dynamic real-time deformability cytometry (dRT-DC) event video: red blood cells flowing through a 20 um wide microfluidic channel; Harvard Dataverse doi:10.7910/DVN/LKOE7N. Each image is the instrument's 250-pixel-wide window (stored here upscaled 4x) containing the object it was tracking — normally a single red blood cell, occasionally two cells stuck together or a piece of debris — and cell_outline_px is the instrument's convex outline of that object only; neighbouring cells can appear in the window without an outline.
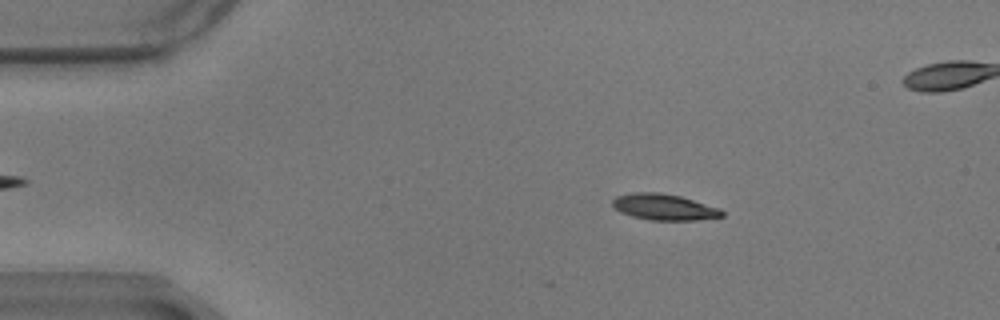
{"species": "common noctule bat (a hibernating species)", "species_latin": "Nyctalus noctula", "temperature_condition": "warm", "stored_images_in_passage": 59, "camera_frame_rate_fps": 3000, "um_per_image_px": 0.085, "animal": {"sex": "male", "body_mass_g": 17.9}, "frame": {"image": 1, "passage_image": 10, "time_ms": 3.0, "image_size_px": [1000, 320], "cell_outline_px": [[724, 216], [696, 220], [652, 220], [632, 216], [620, 212], [612, 204], [612, 200], [616, 196], [632, 192], [660, 192], [680, 196], [720, 208], [724, 212]], "centroid_in_image_um": [56.45, 17.59], "position_along_channel_um": 28.6, "area_um2": 16.65}}
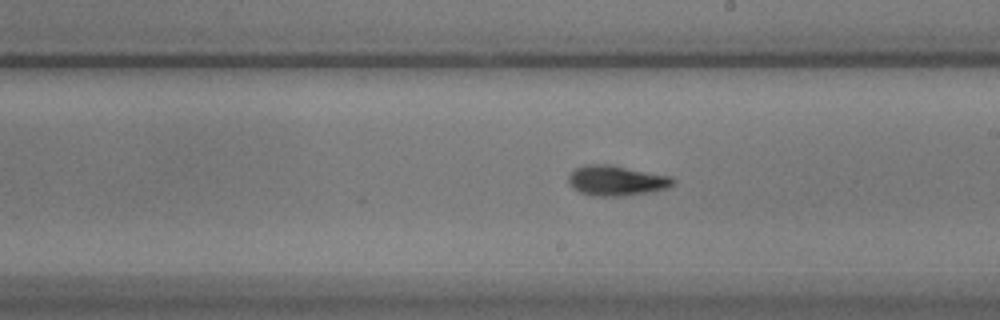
{"frame": {"image": 2, "passage_image": 33, "time_ms": 10.667, "image_size_px": [1000, 320], "cell_outline_px": [[676, 184], [668, 188], [648, 192], [620, 196], [596, 196], [580, 192], [572, 188], [568, 184], [568, 176], [576, 168], [584, 164], [612, 164], [672, 176], [676, 180]], "centroid_in_image_um": [52.42, 15.33], "position_along_channel_um": 236.6, "area_um2": 18.67}}
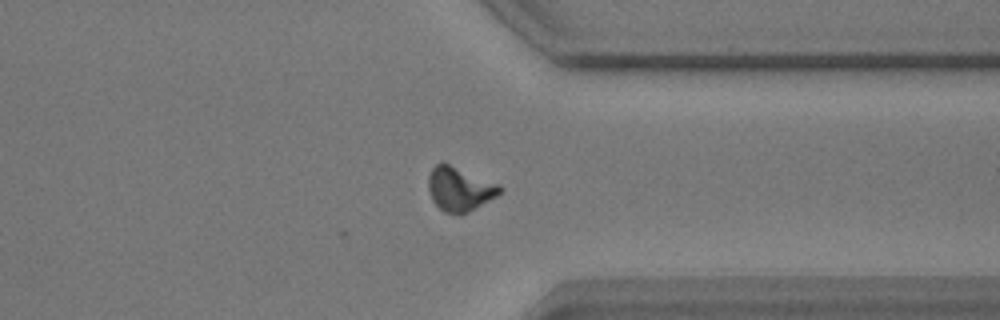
{"frame": {"image": 3, "passage_image": 45, "time_ms": 14.667, "image_size_px": [1000, 320], "cell_outline_px": [[504, 188], [496, 196], [468, 212], [460, 216], [444, 212], [432, 200], [428, 188], [428, 176], [432, 168], [436, 164], [448, 164], [500, 184]], "centroid_in_image_um": [39.06, 16.09], "position_along_channel_um": 372.3, "area_um2": 18.21}, "authors_computed_cell_mechanics": {"area_um2": 17.1666, "velocity_mm_per_s": 3.4465, "shape_relaxation_time_tau1_ms": 3.0028, "shape_relaxation_time_tau2_ms": 3.1043, "deformation_change_tau1": 0.148, "deformation_change_tau2": 0.0854}}